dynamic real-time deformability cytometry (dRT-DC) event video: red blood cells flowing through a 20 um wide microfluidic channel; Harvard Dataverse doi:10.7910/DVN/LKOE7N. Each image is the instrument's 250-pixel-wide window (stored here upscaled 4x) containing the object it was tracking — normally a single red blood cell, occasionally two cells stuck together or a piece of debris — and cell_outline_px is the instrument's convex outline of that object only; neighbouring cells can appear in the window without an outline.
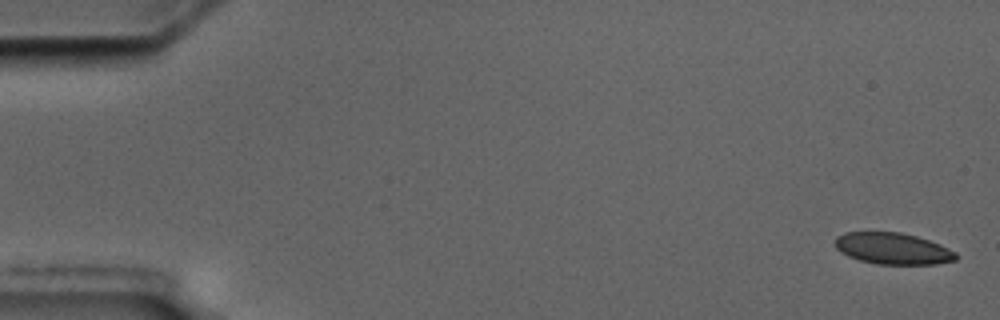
{"species": "common noctule bat (a hibernating species)", "species_latin": "Nyctalus noctula", "temperature_condition": "cold", "stored_images_in_passage": 5, "camera_frame_rate_fps": 3000, "um_per_image_px": 0.085, "animal": {"sex": "male", "body_mass_g": 17.5, "forearm_length_mm": 52.3}, "frame": {"image": 1, "passage_image": 1, "time_ms": 0.0, "image_size_px": [1000, 320], "cell_outline_px": [[960, 256], [956, 260], [936, 264], [876, 264], [860, 260], [848, 256], [840, 252], [836, 248], [836, 236], [844, 232], [900, 232], [916, 236], [940, 244], [956, 252]], "centroid_in_image_um": [75.91, 21.13], "position_along_channel_um": 9.1, "area_um2": 22.25}}
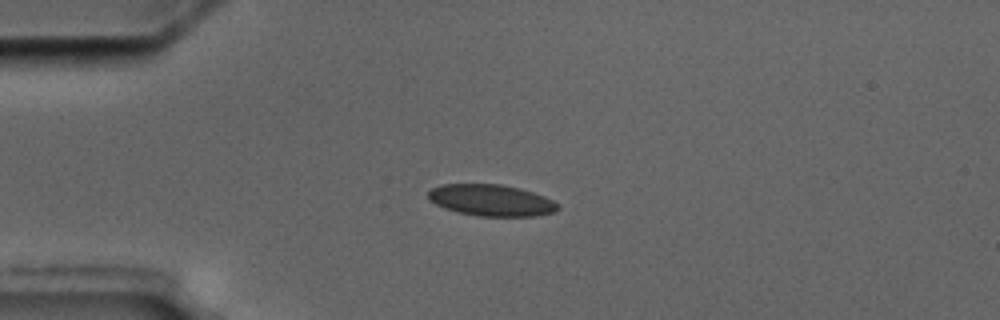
{"frame": {"image": 2, "passage_image": 4, "time_ms": 4.333, "image_size_px": [1000, 320], "cell_outline_px": [[560, 208], [552, 212], [536, 216], [476, 216], [456, 212], [444, 208], [428, 200], [428, 192], [432, 188], [440, 184], [500, 184], [520, 188], [544, 196], [560, 204]], "centroid_in_image_um": [41.74, 17.02], "position_along_channel_um": 43.3, "area_um2": 23.93}}